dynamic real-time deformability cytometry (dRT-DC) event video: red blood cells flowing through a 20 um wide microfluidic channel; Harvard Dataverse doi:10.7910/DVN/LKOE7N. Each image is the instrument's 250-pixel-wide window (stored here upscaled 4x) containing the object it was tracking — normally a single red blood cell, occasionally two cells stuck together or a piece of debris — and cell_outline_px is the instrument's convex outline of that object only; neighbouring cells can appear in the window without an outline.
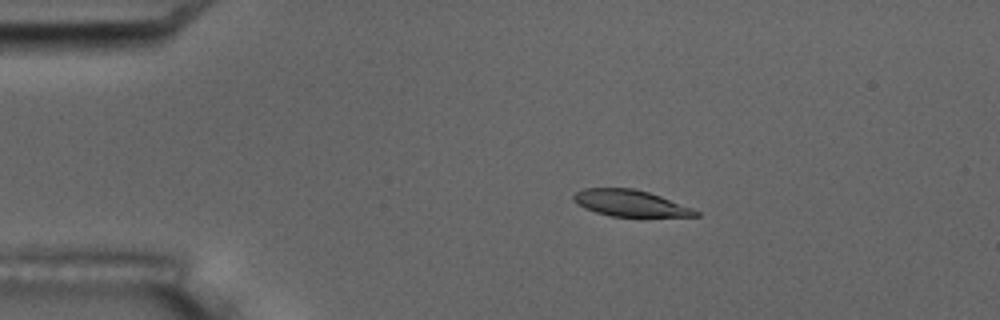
{"species": "common noctule bat (a hibernating species)", "species_latin": "Nyctalus noctula", "temperature_condition": "room temperature", "stored_images_in_passage": 9, "camera_frame_rate_fps": 3000, "um_per_image_px": 0.085, "animal": {"sex": "male", "body_mass_g": 17.5, "forearm_length_mm": 52.3}, "frame": {"image": 1, "passage_image": 3, "time_ms": 3.0, "image_size_px": [1000, 320], "cell_outline_px": [[700, 216], [612, 216], [596, 212], [584, 208], [576, 204], [572, 200], [572, 196], [576, 192], [584, 188], [632, 188], [648, 192], [660, 196], [692, 208], [700, 212]], "centroid_in_image_um": [53.52, 17.26], "position_along_channel_um": 31.5, "area_um2": 18.61}}
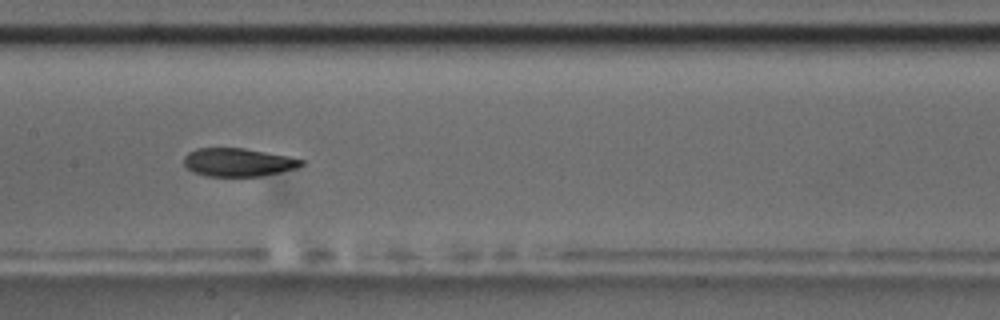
{"frame": {"image": 2, "passage_image": 8, "time_ms": 9.0, "image_size_px": [1000, 320], "cell_outline_px": [[304, 164], [296, 168], [280, 172], [260, 176], [204, 176], [192, 172], [184, 164], [184, 156], [188, 152], [196, 148], [244, 148], [304, 160]], "centroid_in_image_um": [20.18, 13.8], "position_along_channel_um": 187.2, "area_um2": 19.19}}